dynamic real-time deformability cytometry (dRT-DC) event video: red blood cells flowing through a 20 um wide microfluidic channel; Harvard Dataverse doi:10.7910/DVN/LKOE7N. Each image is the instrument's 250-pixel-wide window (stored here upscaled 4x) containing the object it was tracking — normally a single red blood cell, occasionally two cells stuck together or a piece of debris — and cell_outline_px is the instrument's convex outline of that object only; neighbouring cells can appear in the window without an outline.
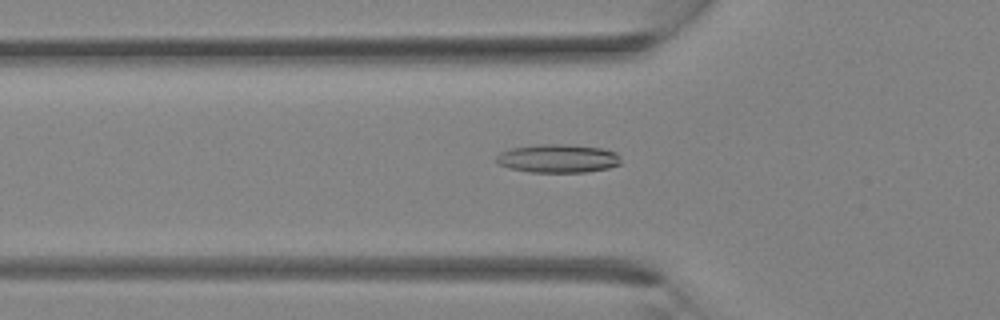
{"species": "Egyptian fruit bat (a non-hibernating species)", "species_latin": "Rousettus aegyptiacus", "temperature_condition": "room temperature", "stored_images_in_passage": 34, "camera_frame_rate_fps": 3000, "um_per_image_px": 0.085, "animal": {"sex": "female"}, "frame": {"image": 1, "passage_image": 12, "time_ms": 3.667, "image_size_px": [1000, 320], "cell_outline_px": [[620, 164], [608, 168], [584, 172], [528, 172], [508, 168], [496, 164], [496, 156], [500, 152], [512, 148], [536, 144], [564, 144], [600, 148], [616, 152], [620, 156]], "centroid_in_image_um": [47.38, 13.47], "position_along_channel_um": 78.4, "area_um2": 20.75}}
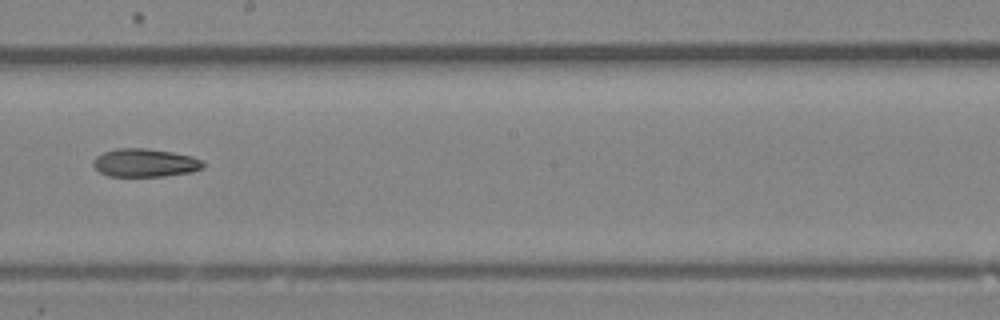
{"frame": {"image": 2, "passage_image": 20, "time_ms": 6.333, "image_size_px": [1000, 320], "cell_outline_px": [[204, 168], [192, 172], [164, 176], [108, 176], [100, 172], [92, 164], [92, 160], [96, 156], [104, 152], [116, 148], [144, 148], [172, 152], [192, 156], [200, 160], [204, 164]], "centroid_in_image_um": [12.31, 13.84], "position_along_channel_um": 235.9, "area_um2": 18.09}}
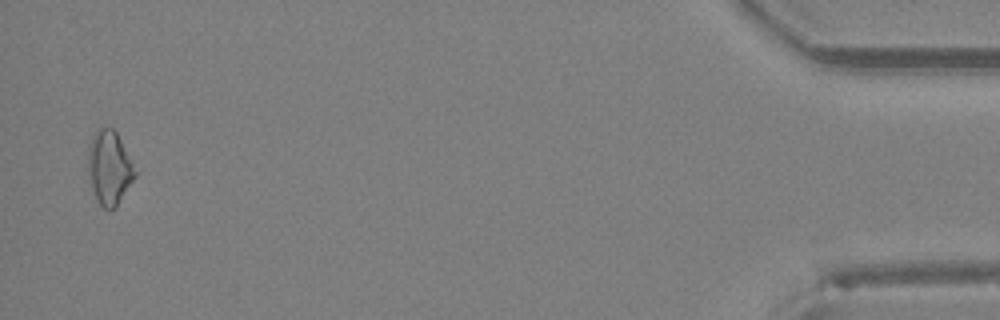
{"frame": {"image": 3, "passage_image": 34, "time_ms": 11.0, "image_size_px": [1000, 320], "cell_outline_px": [[136, 176], [116, 204], [108, 212], [96, 200], [92, 188], [88, 172], [88, 148], [92, 136], [100, 128], [112, 128], [116, 132], [136, 172]], "centroid_in_image_um": [9.26, 14.26], "position_along_channel_um": 425.9, "area_um2": 19.59}}